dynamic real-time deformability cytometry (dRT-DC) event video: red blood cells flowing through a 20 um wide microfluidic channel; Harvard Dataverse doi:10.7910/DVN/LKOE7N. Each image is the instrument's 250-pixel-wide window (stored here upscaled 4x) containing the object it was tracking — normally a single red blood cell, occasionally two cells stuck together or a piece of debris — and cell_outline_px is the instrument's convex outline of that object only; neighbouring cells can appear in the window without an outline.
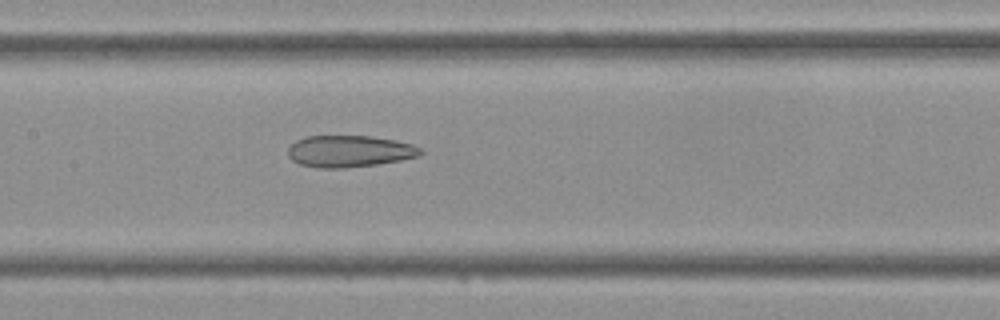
{"species": "Egyptian fruit bat (a non-hibernating species)", "species_latin": "Rousettus aegyptiacus", "temperature_condition": "cold", "stored_images_in_passage": 43, "camera_frame_rate_fps": 3000, "um_per_image_px": 0.085, "frame": {"image": 1, "passage_image": 20, "time_ms": 6.333, "image_size_px": [1000, 320], "cell_outline_px": [[424, 152], [420, 156], [400, 160], [376, 164], [344, 168], [316, 168], [300, 164], [292, 160], [288, 156], [288, 148], [296, 140], [308, 136], [372, 136], [396, 140], [412, 144], [420, 148]], "centroid_in_image_um": [29.71, 12.86], "position_along_channel_um": 177.7, "area_um2": 24.57}}
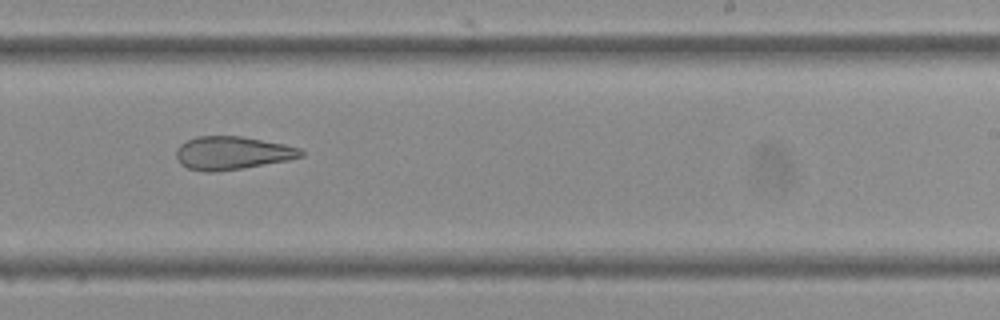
{"frame": {"image": 2, "passage_image": 26, "time_ms": 8.333, "image_size_px": [1000, 320], "cell_outline_px": [[304, 156], [288, 160], [216, 172], [208, 172], [188, 168], [180, 164], [176, 160], [176, 148], [180, 144], [196, 136], [240, 136], [284, 144], [300, 148], [304, 152]], "centroid_in_image_um": [19.71, 13.0], "position_along_channel_um": 269.3, "area_um2": 24.04}}
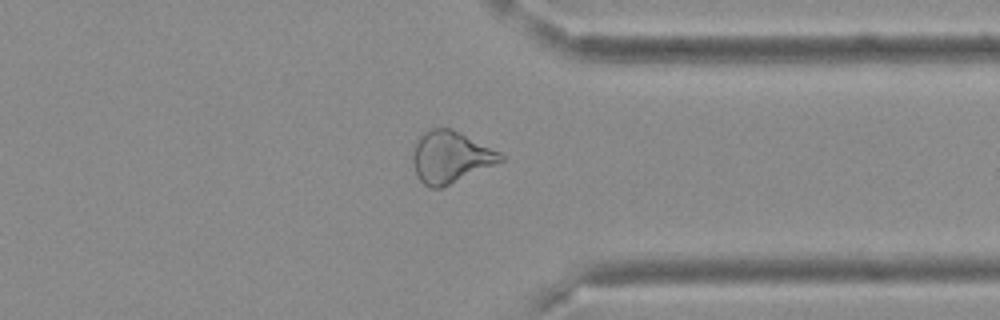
{"frame": {"image": 3, "passage_image": 33, "time_ms": 10.667, "image_size_px": [1000, 320], "cell_outline_px": [[504, 160], [440, 188], [428, 188], [420, 180], [416, 172], [412, 160], [412, 156], [416, 140], [424, 132], [432, 128], [452, 128], [500, 152], [504, 156]], "centroid_in_image_um": [38.27, 13.33], "position_along_channel_um": 373.1, "area_um2": 26.13}}